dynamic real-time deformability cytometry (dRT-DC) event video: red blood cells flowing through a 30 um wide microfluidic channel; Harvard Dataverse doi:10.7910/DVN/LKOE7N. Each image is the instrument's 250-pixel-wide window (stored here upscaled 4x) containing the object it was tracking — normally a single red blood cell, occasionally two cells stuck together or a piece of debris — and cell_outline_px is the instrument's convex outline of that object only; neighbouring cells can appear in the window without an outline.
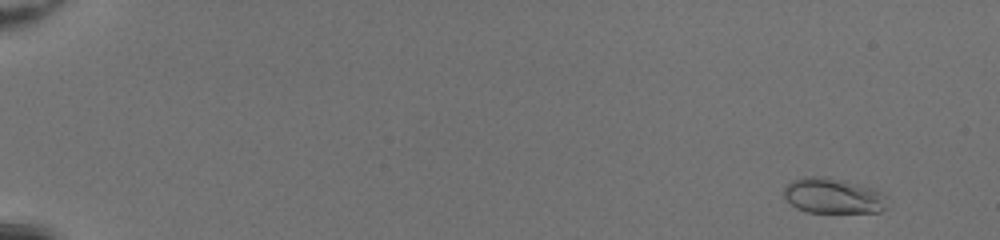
{"species": "common noctule bat (a hibernating species)", "species_latin": "Nyctalus noctula", "temperature_condition": "room temperature", "stored_images_in_passage": 52, "camera_frame_rate_fps": 3000, "um_per_image_px": 0.085, "animal": {"sex": "female", "body_mass_g": 20.0, "forearm_length_mm": 54.0}, "frame": {"image": 1, "passage_image": 5, "time_ms": 1.333, "image_size_px": [1000, 240], "cell_outline_px": [[884, 208], [880, 212], [808, 212], [796, 208], [784, 196], [784, 188], [792, 180], [804, 176], [828, 176], [844, 180], [872, 188], [880, 192], [884, 196]], "centroid_in_image_um": [70.76, 16.63], "position_along_channel_um": 14.2, "area_um2": 21.1}}
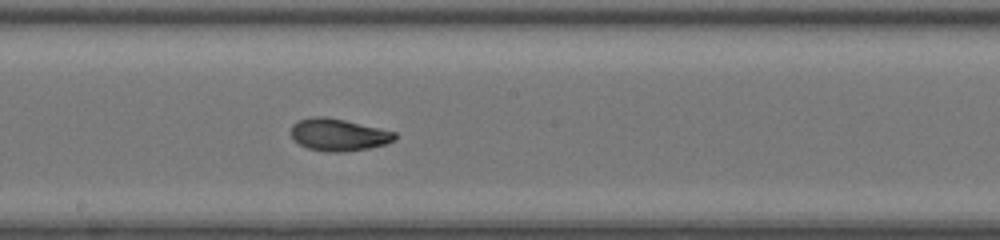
{"frame": {"image": 2, "passage_image": 32, "time_ms": 10.333, "image_size_px": [1000, 240], "cell_outline_px": [[396, 140], [384, 144], [368, 148], [344, 152], [328, 152], [308, 148], [300, 144], [292, 136], [292, 124], [300, 120], [312, 116], [324, 116], [344, 120], [380, 128], [396, 132]], "centroid_in_image_um": [28.79, 11.45], "position_along_channel_um": 219.4, "area_um2": 19.31}}
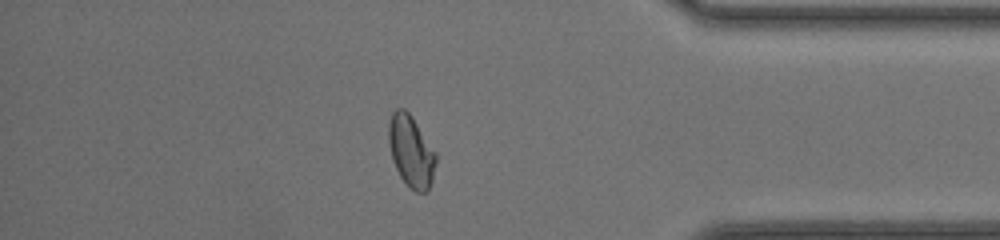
{"frame": {"image": 3, "passage_image": 46, "time_ms": 15.0, "image_size_px": [1000, 240], "cell_outline_px": [[436, 160], [432, 180], [428, 192], [416, 192], [400, 176], [396, 168], [388, 144], [388, 124], [392, 112], [396, 108], [404, 108], [412, 116], [436, 152]], "centroid_in_image_um": [34.94, 12.82], "position_along_channel_um": 400.3, "area_um2": 19.65}, "authors_computed_cell_mechanics": {"area_um2": 19.4786, "velocity_mm_per_s": 4.2913, "shape_relaxation_time_tau1_ms": 3.4348, "shape_relaxation_time_tau2_ms": 0.8848, "deformation_change_tau1": 0.1928, "deformation_change_tau2": 0.0615}}